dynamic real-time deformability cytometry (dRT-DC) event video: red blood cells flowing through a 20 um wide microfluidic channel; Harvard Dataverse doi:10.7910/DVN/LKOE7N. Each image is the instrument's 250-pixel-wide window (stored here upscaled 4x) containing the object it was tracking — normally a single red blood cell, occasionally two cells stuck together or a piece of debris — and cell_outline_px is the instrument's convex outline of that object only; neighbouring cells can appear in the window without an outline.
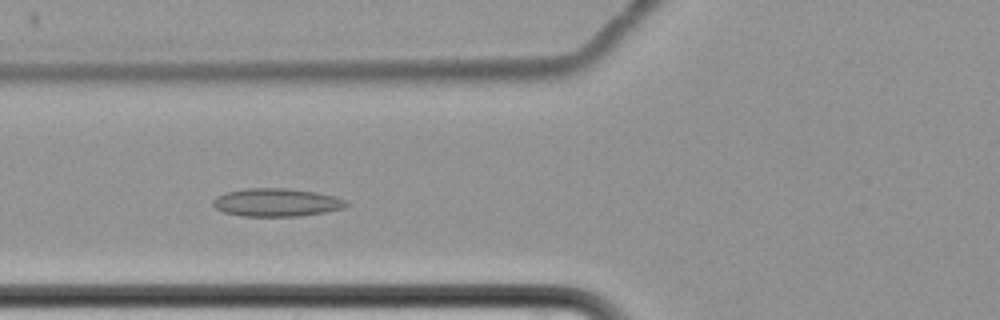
{"species": "common noctule bat (a hibernating species)", "species_latin": "Nyctalus noctula", "temperature_condition": "cold", "stored_images_in_passage": 6, "camera_frame_rate_fps": 3000, "um_per_image_px": 0.085, "animal": {"sex": "female", "body_mass_g": 22.7, "forearm_length_mm": 54.2}, "frame": {"image": 1, "passage_image": 5, "time_ms": 6.0, "image_size_px": [1000, 320], "cell_outline_px": [[348, 204], [344, 208], [324, 212], [300, 216], [240, 216], [224, 212], [216, 208], [212, 204], [212, 200], [216, 196], [228, 192], [248, 188], [288, 188], [316, 192], [336, 196], [348, 200]], "centroid_in_image_um": [23.53, 17.2], "position_along_channel_um": 102.3, "area_um2": 21.91}}
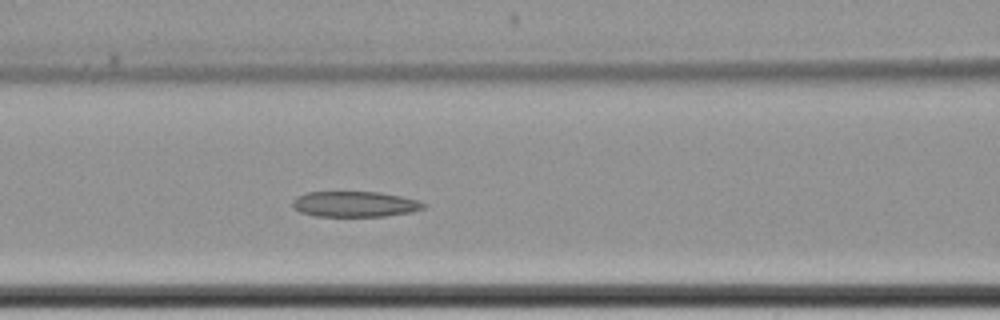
{"frame": {"image": 2, "passage_image": 6, "time_ms": 7.0, "image_size_px": [1000, 320], "cell_outline_px": [[424, 208], [408, 212], [384, 216], [316, 216], [300, 212], [292, 204], [292, 200], [296, 196], [308, 192], [380, 192], [400, 196], [416, 200], [424, 204]], "centroid_in_image_um": [30.1, 17.34], "position_along_channel_um": 136.5, "area_um2": 19.25}}